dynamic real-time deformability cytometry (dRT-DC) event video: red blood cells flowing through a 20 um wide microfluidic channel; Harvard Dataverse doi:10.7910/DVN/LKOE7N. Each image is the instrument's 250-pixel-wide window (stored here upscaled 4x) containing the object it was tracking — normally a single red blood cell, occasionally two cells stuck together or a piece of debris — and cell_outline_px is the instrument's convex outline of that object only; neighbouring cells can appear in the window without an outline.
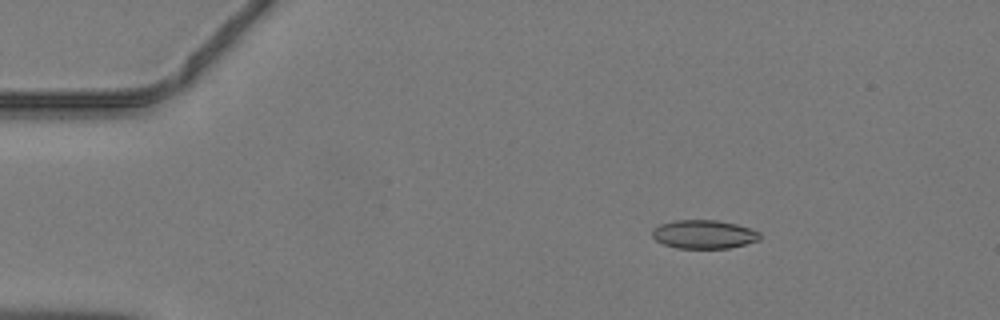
{"species": "common noctule bat (a hibernating species)", "species_latin": "Nyctalus noctula", "temperature_condition": "warm", "stored_images_in_passage": 47, "camera_frame_rate_fps": 3000, "um_per_image_px": 0.085, "animal": {"sex": "male", "body_mass_g": 19.2, "forearm_length_mm": 51.8}, "frame": {"image": 1, "passage_image": 8, "time_ms": 2.333, "image_size_px": [1000, 320], "cell_outline_px": [[760, 240], [728, 248], [676, 248], [664, 244], [656, 240], [652, 236], [652, 228], [660, 224], [676, 220], [716, 220], [736, 224], [752, 228], [760, 232]], "centroid_in_image_um": [59.83, 19.91], "position_along_channel_um": 25.2, "area_um2": 17.98}}
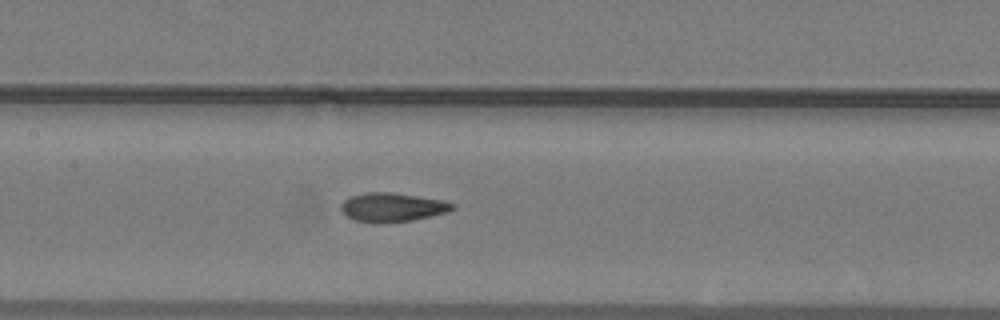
{"frame": {"image": 2, "passage_image": 23, "time_ms": 7.333, "image_size_px": [1000, 320], "cell_outline_px": [[456, 208], [448, 212], [432, 216], [412, 220], [376, 224], [372, 224], [356, 220], [348, 216], [340, 208], [340, 204], [348, 196], [364, 192], [392, 192], [440, 200], [456, 204]], "centroid_in_image_um": [33.33, 17.62], "position_along_channel_um": 174.1, "area_um2": 18.96}}
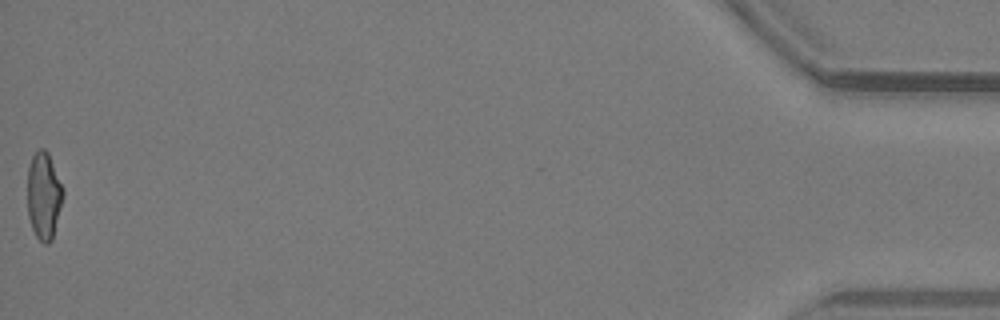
{"frame": {"image": 3, "passage_image": 47, "time_ms": 15.333, "image_size_px": [1000, 320], "cell_outline_px": [[64, 196], [52, 240], [48, 244], [44, 244], [36, 236], [32, 228], [28, 216], [28, 168], [32, 156], [40, 148], [44, 148], [48, 152], [64, 188]], "centroid_in_image_um": [3.74, 16.63], "position_along_channel_um": 431.5, "area_um2": 18.21}}